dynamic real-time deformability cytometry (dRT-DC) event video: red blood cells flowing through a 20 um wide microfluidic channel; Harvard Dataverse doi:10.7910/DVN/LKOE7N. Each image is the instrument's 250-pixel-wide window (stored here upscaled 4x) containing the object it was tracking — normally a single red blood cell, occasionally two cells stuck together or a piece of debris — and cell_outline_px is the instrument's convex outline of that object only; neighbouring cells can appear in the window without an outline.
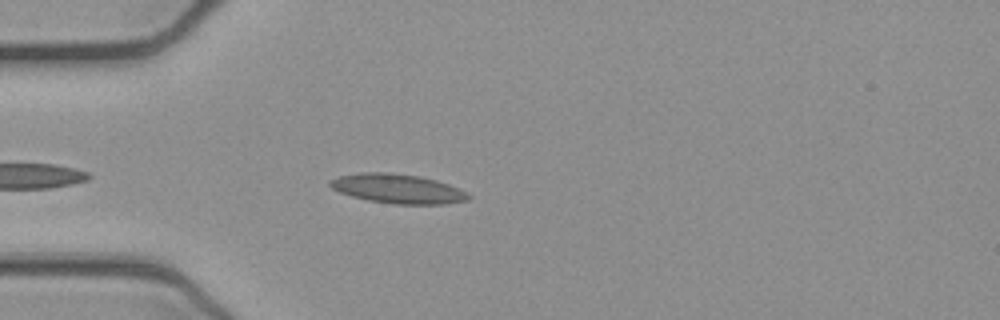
{"species": "common noctule bat (a hibernating species)", "species_latin": "Nyctalus noctula", "temperature_condition": "cold", "stored_images_in_passage": 25, "camera_frame_rate_fps": 3000, "um_per_image_px": 0.085, "animal": {"sex": "female", "body_mass_g": 21.9}, "frame": {"image": 1, "passage_image": 4, "time_ms": 1.0, "image_size_px": [1000, 320], "cell_outline_px": [[472, 196], [468, 200], [444, 204], [392, 204], [368, 200], [352, 196], [340, 192], [332, 188], [328, 184], [328, 180], [340, 176], [360, 172], [388, 172], [420, 176], [436, 180], [460, 188], [468, 192]], "centroid_in_image_um": [33.83, 16.04], "position_along_channel_um": 51.2, "area_um2": 23.81}}
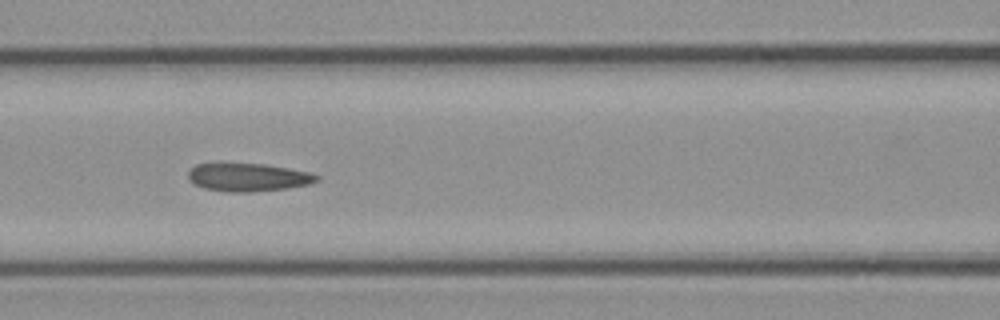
{"frame": {"image": 2, "passage_image": 12, "time_ms": 3.667, "image_size_px": [1000, 320], "cell_outline_px": [[320, 180], [308, 184], [288, 188], [248, 192], [228, 192], [204, 188], [188, 180], [188, 172], [196, 164], [264, 164], [288, 168], [308, 172], [320, 176]], "centroid_in_image_um": [21.1, 15.07], "position_along_channel_um": 145.5, "area_um2": 20.81}}
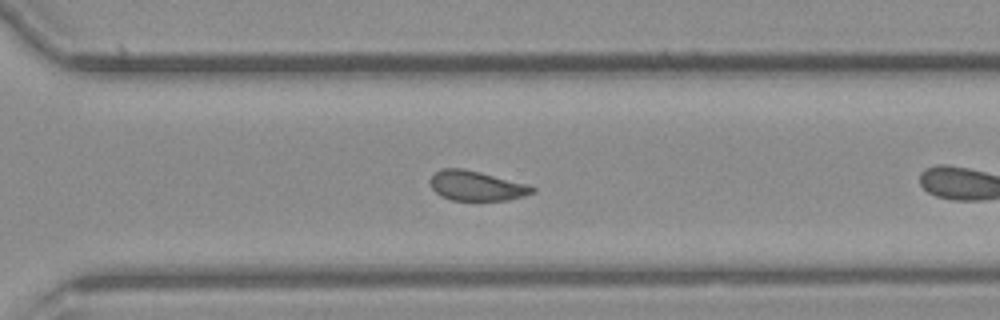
{"frame": {"image": 3, "passage_image": 23, "time_ms": 7.333, "image_size_px": [1000, 320], "cell_outline_px": [[536, 188], [532, 192], [524, 196], [508, 200], [452, 200], [440, 196], [432, 188], [428, 180], [436, 172], [444, 168], [464, 168], [528, 184]], "centroid_in_image_um": [40.48, 15.79], "position_along_channel_um": 330.1, "area_um2": 17.69}}